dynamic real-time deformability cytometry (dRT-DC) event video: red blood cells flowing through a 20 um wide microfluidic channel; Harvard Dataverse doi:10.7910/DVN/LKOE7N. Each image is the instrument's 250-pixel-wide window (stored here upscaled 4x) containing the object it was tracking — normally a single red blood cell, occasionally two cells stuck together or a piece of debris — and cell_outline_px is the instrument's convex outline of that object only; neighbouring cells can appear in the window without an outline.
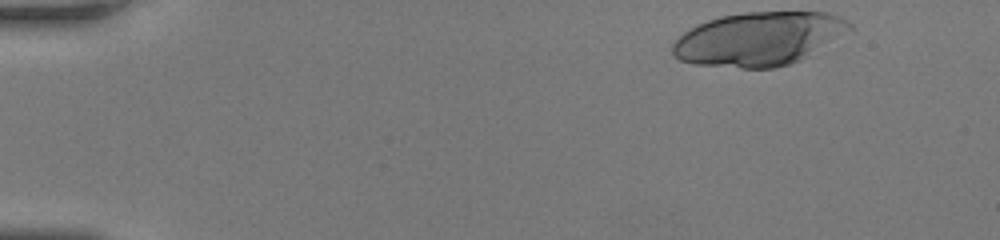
{"species": "human", "species_latin": "Homo sapiens", "temperature_condition": "room temperature", "stored_images_in_passage": 19, "camera_frame_rate_fps": 3000, "um_per_image_px": 0.085, "donor": {"sex": "female"}, "frame": {"image": 1, "passage_image": 1, "time_ms": 0.0, "image_size_px": [1000, 240], "cell_outline_px": [[852, 28], [800, 60], [788, 64], [772, 68], [740, 68], [696, 64], [680, 60], [672, 56], [672, 44], [684, 32], [708, 20], [720, 16], [748, 12], [824, 12], [836, 16], [852, 24]], "centroid_in_image_um": [64.44, 3.3], "position_along_channel_um": 20.6, "area_um2": 54.45}}
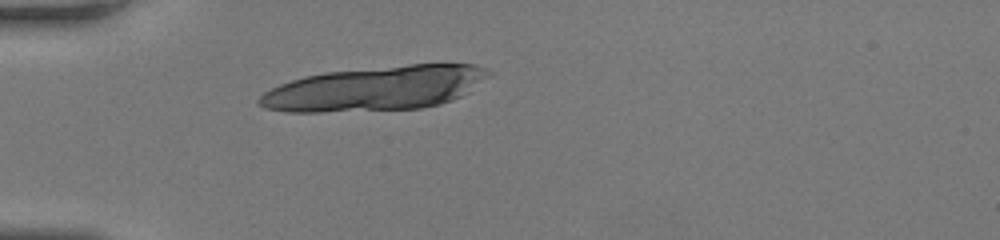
{"frame": {"image": 2, "passage_image": 11, "time_ms": 3.333, "image_size_px": [1000, 240], "cell_outline_px": [[492, 72], [468, 92], [452, 100], [440, 104], [420, 108], [324, 112], [284, 112], [264, 108], [256, 104], [256, 100], [264, 92], [280, 84], [304, 76], [328, 72], [412, 64], [472, 64], [484, 68]], "centroid_in_image_um": [31.84, 7.53], "position_along_channel_um": 53.2, "area_um2": 58.96}}
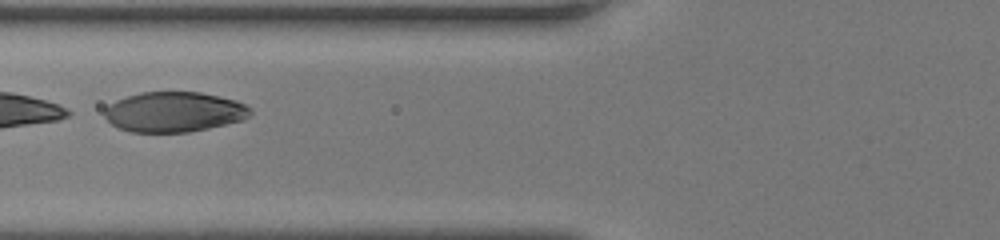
{"frame": {"image": 3, "passage_image": 17, "time_ms": 5.333, "image_size_px": [1000, 240], "cell_outline_px": [[252, 112], [244, 120], [208, 128], [188, 132], [132, 132], [116, 128], [104, 116], [104, 108], [116, 100], [140, 92], [200, 92], [236, 100], [252, 108]], "centroid_in_image_um": [14.79, 9.51], "position_along_channel_um": 111.0, "area_um2": 34.22}}